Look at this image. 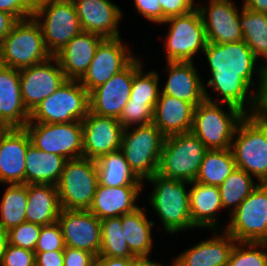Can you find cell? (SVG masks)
I'll return each instance as SVG.
<instances>
[{
	"label": "cell",
	"mask_w": 267,
	"mask_h": 266,
	"mask_svg": "<svg viewBox=\"0 0 267 266\" xmlns=\"http://www.w3.org/2000/svg\"><path fill=\"white\" fill-rule=\"evenodd\" d=\"M202 53L207 58L212 77L206 85L218 93L214 101L203 84L205 100L229 104L239 108L246 115H253L256 93L249 90L251 86L258 90L259 85L256 86L253 81V75H258L260 84L263 66L257 64L258 59L247 44L243 40L222 44L207 42Z\"/></svg>",
	"instance_id": "cell-1"
},
{
	"label": "cell",
	"mask_w": 267,
	"mask_h": 266,
	"mask_svg": "<svg viewBox=\"0 0 267 266\" xmlns=\"http://www.w3.org/2000/svg\"><path fill=\"white\" fill-rule=\"evenodd\" d=\"M229 215L224 230L237 242H267V183H260Z\"/></svg>",
	"instance_id": "cell-12"
},
{
	"label": "cell",
	"mask_w": 267,
	"mask_h": 266,
	"mask_svg": "<svg viewBox=\"0 0 267 266\" xmlns=\"http://www.w3.org/2000/svg\"><path fill=\"white\" fill-rule=\"evenodd\" d=\"M103 39L98 34L82 31L54 55L66 79L80 80L83 77Z\"/></svg>",
	"instance_id": "cell-23"
},
{
	"label": "cell",
	"mask_w": 267,
	"mask_h": 266,
	"mask_svg": "<svg viewBox=\"0 0 267 266\" xmlns=\"http://www.w3.org/2000/svg\"><path fill=\"white\" fill-rule=\"evenodd\" d=\"M262 66L259 88L255 91L256 101H267V64Z\"/></svg>",
	"instance_id": "cell-51"
},
{
	"label": "cell",
	"mask_w": 267,
	"mask_h": 266,
	"mask_svg": "<svg viewBox=\"0 0 267 266\" xmlns=\"http://www.w3.org/2000/svg\"><path fill=\"white\" fill-rule=\"evenodd\" d=\"M208 150L192 131L167 136L157 173L176 180L193 182Z\"/></svg>",
	"instance_id": "cell-7"
},
{
	"label": "cell",
	"mask_w": 267,
	"mask_h": 266,
	"mask_svg": "<svg viewBox=\"0 0 267 266\" xmlns=\"http://www.w3.org/2000/svg\"><path fill=\"white\" fill-rule=\"evenodd\" d=\"M243 7L267 14V0H244Z\"/></svg>",
	"instance_id": "cell-52"
},
{
	"label": "cell",
	"mask_w": 267,
	"mask_h": 266,
	"mask_svg": "<svg viewBox=\"0 0 267 266\" xmlns=\"http://www.w3.org/2000/svg\"><path fill=\"white\" fill-rule=\"evenodd\" d=\"M259 184L251 175L236 168L219 186L223 209L229 208L230 214L233 213Z\"/></svg>",
	"instance_id": "cell-36"
},
{
	"label": "cell",
	"mask_w": 267,
	"mask_h": 266,
	"mask_svg": "<svg viewBox=\"0 0 267 266\" xmlns=\"http://www.w3.org/2000/svg\"><path fill=\"white\" fill-rule=\"evenodd\" d=\"M98 183L108 187L144 186L133 172L121 150L101 156L96 160Z\"/></svg>",
	"instance_id": "cell-32"
},
{
	"label": "cell",
	"mask_w": 267,
	"mask_h": 266,
	"mask_svg": "<svg viewBox=\"0 0 267 266\" xmlns=\"http://www.w3.org/2000/svg\"><path fill=\"white\" fill-rule=\"evenodd\" d=\"M31 144L42 151L67 160L83 157L82 121L67 123L28 122L24 127Z\"/></svg>",
	"instance_id": "cell-13"
},
{
	"label": "cell",
	"mask_w": 267,
	"mask_h": 266,
	"mask_svg": "<svg viewBox=\"0 0 267 266\" xmlns=\"http://www.w3.org/2000/svg\"><path fill=\"white\" fill-rule=\"evenodd\" d=\"M0 200V226L9 231L26 221L27 185L9 184Z\"/></svg>",
	"instance_id": "cell-35"
},
{
	"label": "cell",
	"mask_w": 267,
	"mask_h": 266,
	"mask_svg": "<svg viewBox=\"0 0 267 266\" xmlns=\"http://www.w3.org/2000/svg\"><path fill=\"white\" fill-rule=\"evenodd\" d=\"M235 169L231 148L209 149L203 157L195 182L219 187Z\"/></svg>",
	"instance_id": "cell-34"
},
{
	"label": "cell",
	"mask_w": 267,
	"mask_h": 266,
	"mask_svg": "<svg viewBox=\"0 0 267 266\" xmlns=\"http://www.w3.org/2000/svg\"><path fill=\"white\" fill-rule=\"evenodd\" d=\"M29 117L21 97L19 70L0 64V128H24Z\"/></svg>",
	"instance_id": "cell-22"
},
{
	"label": "cell",
	"mask_w": 267,
	"mask_h": 266,
	"mask_svg": "<svg viewBox=\"0 0 267 266\" xmlns=\"http://www.w3.org/2000/svg\"><path fill=\"white\" fill-rule=\"evenodd\" d=\"M8 244H9L8 231H6L0 226V264L2 262L3 255L5 253Z\"/></svg>",
	"instance_id": "cell-54"
},
{
	"label": "cell",
	"mask_w": 267,
	"mask_h": 266,
	"mask_svg": "<svg viewBox=\"0 0 267 266\" xmlns=\"http://www.w3.org/2000/svg\"><path fill=\"white\" fill-rule=\"evenodd\" d=\"M193 62L167 61L168 79L161 93L192 103L195 107L205 100L202 78Z\"/></svg>",
	"instance_id": "cell-24"
},
{
	"label": "cell",
	"mask_w": 267,
	"mask_h": 266,
	"mask_svg": "<svg viewBox=\"0 0 267 266\" xmlns=\"http://www.w3.org/2000/svg\"><path fill=\"white\" fill-rule=\"evenodd\" d=\"M98 256L136 258L125 241L121 216L101 220V249Z\"/></svg>",
	"instance_id": "cell-37"
},
{
	"label": "cell",
	"mask_w": 267,
	"mask_h": 266,
	"mask_svg": "<svg viewBox=\"0 0 267 266\" xmlns=\"http://www.w3.org/2000/svg\"><path fill=\"white\" fill-rule=\"evenodd\" d=\"M25 164V184L57 185L67 161L61 155L28 147Z\"/></svg>",
	"instance_id": "cell-30"
},
{
	"label": "cell",
	"mask_w": 267,
	"mask_h": 266,
	"mask_svg": "<svg viewBox=\"0 0 267 266\" xmlns=\"http://www.w3.org/2000/svg\"><path fill=\"white\" fill-rule=\"evenodd\" d=\"M96 257L77 248H64V266H95Z\"/></svg>",
	"instance_id": "cell-46"
},
{
	"label": "cell",
	"mask_w": 267,
	"mask_h": 266,
	"mask_svg": "<svg viewBox=\"0 0 267 266\" xmlns=\"http://www.w3.org/2000/svg\"><path fill=\"white\" fill-rule=\"evenodd\" d=\"M161 24H169L168 35L163 43L167 54L166 62H193L199 50L204 51L207 38L198 9L170 17Z\"/></svg>",
	"instance_id": "cell-11"
},
{
	"label": "cell",
	"mask_w": 267,
	"mask_h": 266,
	"mask_svg": "<svg viewBox=\"0 0 267 266\" xmlns=\"http://www.w3.org/2000/svg\"><path fill=\"white\" fill-rule=\"evenodd\" d=\"M213 231L214 237L197 243L176 257L175 265L227 266L231 251L237 241L225 230H222V234L216 233L217 230Z\"/></svg>",
	"instance_id": "cell-25"
},
{
	"label": "cell",
	"mask_w": 267,
	"mask_h": 266,
	"mask_svg": "<svg viewBox=\"0 0 267 266\" xmlns=\"http://www.w3.org/2000/svg\"><path fill=\"white\" fill-rule=\"evenodd\" d=\"M159 3L162 9V23L170 17L196 10L199 5L195 0H159Z\"/></svg>",
	"instance_id": "cell-44"
},
{
	"label": "cell",
	"mask_w": 267,
	"mask_h": 266,
	"mask_svg": "<svg viewBox=\"0 0 267 266\" xmlns=\"http://www.w3.org/2000/svg\"><path fill=\"white\" fill-rule=\"evenodd\" d=\"M236 168L258 183H267V122L255 115H245L239 122L231 143Z\"/></svg>",
	"instance_id": "cell-3"
},
{
	"label": "cell",
	"mask_w": 267,
	"mask_h": 266,
	"mask_svg": "<svg viewBox=\"0 0 267 266\" xmlns=\"http://www.w3.org/2000/svg\"><path fill=\"white\" fill-rule=\"evenodd\" d=\"M165 138L153 123L124 129L120 150L143 182L157 173Z\"/></svg>",
	"instance_id": "cell-9"
},
{
	"label": "cell",
	"mask_w": 267,
	"mask_h": 266,
	"mask_svg": "<svg viewBox=\"0 0 267 266\" xmlns=\"http://www.w3.org/2000/svg\"><path fill=\"white\" fill-rule=\"evenodd\" d=\"M143 67L136 57L125 69L89 93L90 112L119 119L130 99L134 74Z\"/></svg>",
	"instance_id": "cell-15"
},
{
	"label": "cell",
	"mask_w": 267,
	"mask_h": 266,
	"mask_svg": "<svg viewBox=\"0 0 267 266\" xmlns=\"http://www.w3.org/2000/svg\"><path fill=\"white\" fill-rule=\"evenodd\" d=\"M195 106L160 92L153 110V121L167 137L189 132L193 126Z\"/></svg>",
	"instance_id": "cell-27"
},
{
	"label": "cell",
	"mask_w": 267,
	"mask_h": 266,
	"mask_svg": "<svg viewBox=\"0 0 267 266\" xmlns=\"http://www.w3.org/2000/svg\"><path fill=\"white\" fill-rule=\"evenodd\" d=\"M35 266H64V250L35 252Z\"/></svg>",
	"instance_id": "cell-48"
},
{
	"label": "cell",
	"mask_w": 267,
	"mask_h": 266,
	"mask_svg": "<svg viewBox=\"0 0 267 266\" xmlns=\"http://www.w3.org/2000/svg\"><path fill=\"white\" fill-rule=\"evenodd\" d=\"M30 145L25 128H0V182L25 184V154Z\"/></svg>",
	"instance_id": "cell-20"
},
{
	"label": "cell",
	"mask_w": 267,
	"mask_h": 266,
	"mask_svg": "<svg viewBox=\"0 0 267 266\" xmlns=\"http://www.w3.org/2000/svg\"><path fill=\"white\" fill-rule=\"evenodd\" d=\"M253 115L267 122V101H256Z\"/></svg>",
	"instance_id": "cell-53"
},
{
	"label": "cell",
	"mask_w": 267,
	"mask_h": 266,
	"mask_svg": "<svg viewBox=\"0 0 267 266\" xmlns=\"http://www.w3.org/2000/svg\"><path fill=\"white\" fill-rule=\"evenodd\" d=\"M19 75L22 101L29 113L67 80L54 56L40 64L20 69Z\"/></svg>",
	"instance_id": "cell-16"
},
{
	"label": "cell",
	"mask_w": 267,
	"mask_h": 266,
	"mask_svg": "<svg viewBox=\"0 0 267 266\" xmlns=\"http://www.w3.org/2000/svg\"><path fill=\"white\" fill-rule=\"evenodd\" d=\"M122 38H104L97 46L87 72L79 80L90 93L125 69L137 56L132 54Z\"/></svg>",
	"instance_id": "cell-14"
},
{
	"label": "cell",
	"mask_w": 267,
	"mask_h": 266,
	"mask_svg": "<svg viewBox=\"0 0 267 266\" xmlns=\"http://www.w3.org/2000/svg\"><path fill=\"white\" fill-rule=\"evenodd\" d=\"M89 111V92L79 80L67 79L30 113L29 122L56 124L82 121Z\"/></svg>",
	"instance_id": "cell-8"
},
{
	"label": "cell",
	"mask_w": 267,
	"mask_h": 266,
	"mask_svg": "<svg viewBox=\"0 0 267 266\" xmlns=\"http://www.w3.org/2000/svg\"><path fill=\"white\" fill-rule=\"evenodd\" d=\"M34 3L35 0H0V10L23 20L33 17Z\"/></svg>",
	"instance_id": "cell-45"
},
{
	"label": "cell",
	"mask_w": 267,
	"mask_h": 266,
	"mask_svg": "<svg viewBox=\"0 0 267 266\" xmlns=\"http://www.w3.org/2000/svg\"><path fill=\"white\" fill-rule=\"evenodd\" d=\"M243 41L253 54L267 64V14L241 7L239 13Z\"/></svg>",
	"instance_id": "cell-33"
},
{
	"label": "cell",
	"mask_w": 267,
	"mask_h": 266,
	"mask_svg": "<svg viewBox=\"0 0 267 266\" xmlns=\"http://www.w3.org/2000/svg\"><path fill=\"white\" fill-rule=\"evenodd\" d=\"M189 204L192 225L195 228L217 230V212L223 209L218 186L190 182ZM218 224V225H217Z\"/></svg>",
	"instance_id": "cell-28"
},
{
	"label": "cell",
	"mask_w": 267,
	"mask_h": 266,
	"mask_svg": "<svg viewBox=\"0 0 267 266\" xmlns=\"http://www.w3.org/2000/svg\"><path fill=\"white\" fill-rule=\"evenodd\" d=\"M18 21L14 15L0 10V45Z\"/></svg>",
	"instance_id": "cell-49"
},
{
	"label": "cell",
	"mask_w": 267,
	"mask_h": 266,
	"mask_svg": "<svg viewBox=\"0 0 267 266\" xmlns=\"http://www.w3.org/2000/svg\"><path fill=\"white\" fill-rule=\"evenodd\" d=\"M153 185L149 203L156 211L164 231L177 234L180 231L195 228L191 221L189 190L190 182L180 181L155 173L146 179Z\"/></svg>",
	"instance_id": "cell-2"
},
{
	"label": "cell",
	"mask_w": 267,
	"mask_h": 266,
	"mask_svg": "<svg viewBox=\"0 0 267 266\" xmlns=\"http://www.w3.org/2000/svg\"><path fill=\"white\" fill-rule=\"evenodd\" d=\"M59 224L66 247L77 248L96 258L101 249V220L89 210L61 209Z\"/></svg>",
	"instance_id": "cell-17"
},
{
	"label": "cell",
	"mask_w": 267,
	"mask_h": 266,
	"mask_svg": "<svg viewBox=\"0 0 267 266\" xmlns=\"http://www.w3.org/2000/svg\"><path fill=\"white\" fill-rule=\"evenodd\" d=\"M64 248V239L59 224L56 222L42 226L35 252L64 250Z\"/></svg>",
	"instance_id": "cell-42"
},
{
	"label": "cell",
	"mask_w": 267,
	"mask_h": 266,
	"mask_svg": "<svg viewBox=\"0 0 267 266\" xmlns=\"http://www.w3.org/2000/svg\"><path fill=\"white\" fill-rule=\"evenodd\" d=\"M208 6L198 5L207 42L222 44L242 41L238 6L232 0H209Z\"/></svg>",
	"instance_id": "cell-19"
},
{
	"label": "cell",
	"mask_w": 267,
	"mask_h": 266,
	"mask_svg": "<svg viewBox=\"0 0 267 266\" xmlns=\"http://www.w3.org/2000/svg\"><path fill=\"white\" fill-rule=\"evenodd\" d=\"M134 266H167V265H162L158 264L156 261L150 260V258H142V259H137L136 262L134 263ZM173 266L175 265V261H173Z\"/></svg>",
	"instance_id": "cell-55"
},
{
	"label": "cell",
	"mask_w": 267,
	"mask_h": 266,
	"mask_svg": "<svg viewBox=\"0 0 267 266\" xmlns=\"http://www.w3.org/2000/svg\"><path fill=\"white\" fill-rule=\"evenodd\" d=\"M223 105L204 100L195 107L191 131L208 149L231 148L235 130L246 115L229 104H226L228 112H225L221 108Z\"/></svg>",
	"instance_id": "cell-5"
},
{
	"label": "cell",
	"mask_w": 267,
	"mask_h": 266,
	"mask_svg": "<svg viewBox=\"0 0 267 266\" xmlns=\"http://www.w3.org/2000/svg\"><path fill=\"white\" fill-rule=\"evenodd\" d=\"M83 157L98 160L101 156L120 150L124 128L118 119L92 112L82 120Z\"/></svg>",
	"instance_id": "cell-18"
},
{
	"label": "cell",
	"mask_w": 267,
	"mask_h": 266,
	"mask_svg": "<svg viewBox=\"0 0 267 266\" xmlns=\"http://www.w3.org/2000/svg\"><path fill=\"white\" fill-rule=\"evenodd\" d=\"M41 228V225L25 221L8 231L9 244L35 251Z\"/></svg>",
	"instance_id": "cell-41"
},
{
	"label": "cell",
	"mask_w": 267,
	"mask_h": 266,
	"mask_svg": "<svg viewBox=\"0 0 267 266\" xmlns=\"http://www.w3.org/2000/svg\"><path fill=\"white\" fill-rule=\"evenodd\" d=\"M33 17L52 56L83 31L72 0H35Z\"/></svg>",
	"instance_id": "cell-6"
},
{
	"label": "cell",
	"mask_w": 267,
	"mask_h": 266,
	"mask_svg": "<svg viewBox=\"0 0 267 266\" xmlns=\"http://www.w3.org/2000/svg\"><path fill=\"white\" fill-rule=\"evenodd\" d=\"M0 266H35V251L8 244Z\"/></svg>",
	"instance_id": "cell-43"
},
{
	"label": "cell",
	"mask_w": 267,
	"mask_h": 266,
	"mask_svg": "<svg viewBox=\"0 0 267 266\" xmlns=\"http://www.w3.org/2000/svg\"><path fill=\"white\" fill-rule=\"evenodd\" d=\"M39 23L30 17L19 20L0 45V64L22 69L51 58Z\"/></svg>",
	"instance_id": "cell-4"
},
{
	"label": "cell",
	"mask_w": 267,
	"mask_h": 266,
	"mask_svg": "<svg viewBox=\"0 0 267 266\" xmlns=\"http://www.w3.org/2000/svg\"><path fill=\"white\" fill-rule=\"evenodd\" d=\"M81 28L103 38L120 37L121 8L110 0H72Z\"/></svg>",
	"instance_id": "cell-21"
},
{
	"label": "cell",
	"mask_w": 267,
	"mask_h": 266,
	"mask_svg": "<svg viewBox=\"0 0 267 266\" xmlns=\"http://www.w3.org/2000/svg\"><path fill=\"white\" fill-rule=\"evenodd\" d=\"M141 67L133 77L130 100L143 104H156L159 98V75L157 71L143 73Z\"/></svg>",
	"instance_id": "cell-38"
},
{
	"label": "cell",
	"mask_w": 267,
	"mask_h": 266,
	"mask_svg": "<svg viewBox=\"0 0 267 266\" xmlns=\"http://www.w3.org/2000/svg\"><path fill=\"white\" fill-rule=\"evenodd\" d=\"M26 222L41 226L56 223L61 211L56 185L27 184Z\"/></svg>",
	"instance_id": "cell-29"
},
{
	"label": "cell",
	"mask_w": 267,
	"mask_h": 266,
	"mask_svg": "<svg viewBox=\"0 0 267 266\" xmlns=\"http://www.w3.org/2000/svg\"><path fill=\"white\" fill-rule=\"evenodd\" d=\"M137 258H118L108 256H98L95 266H134Z\"/></svg>",
	"instance_id": "cell-50"
},
{
	"label": "cell",
	"mask_w": 267,
	"mask_h": 266,
	"mask_svg": "<svg viewBox=\"0 0 267 266\" xmlns=\"http://www.w3.org/2000/svg\"><path fill=\"white\" fill-rule=\"evenodd\" d=\"M98 184L95 160L84 157L67 160L56 185L61 209L88 210Z\"/></svg>",
	"instance_id": "cell-10"
},
{
	"label": "cell",
	"mask_w": 267,
	"mask_h": 266,
	"mask_svg": "<svg viewBox=\"0 0 267 266\" xmlns=\"http://www.w3.org/2000/svg\"><path fill=\"white\" fill-rule=\"evenodd\" d=\"M266 250L267 242H236L227 266H267Z\"/></svg>",
	"instance_id": "cell-39"
},
{
	"label": "cell",
	"mask_w": 267,
	"mask_h": 266,
	"mask_svg": "<svg viewBox=\"0 0 267 266\" xmlns=\"http://www.w3.org/2000/svg\"><path fill=\"white\" fill-rule=\"evenodd\" d=\"M139 207L121 216L124 238L130 252L137 258H149L152 251V228L155 222L147 218V208ZM144 209V210H143Z\"/></svg>",
	"instance_id": "cell-31"
},
{
	"label": "cell",
	"mask_w": 267,
	"mask_h": 266,
	"mask_svg": "<svg viewBox=\"0 0 267 266\" xmlns=\"http://www.w3.org/2000/svg\"><path fill=\"white\" fill-rule=\"evenodd\" d=\"M144 186L108 187L99 185L93 197L89 211L100 220L118 217L135 211L137 202Z\"/></svg>",
	"instance_id": "cell-26"
},
{
	"label": "cell",
	"mask_w": 267,
	"mask_h": 266,
	"mask_svg": "<svg viewBox=\"0 0 267 266\" xmlns=\"http://www.w3.org/2000/svg\"><path fill=\"white\" fill-rule=\"evenodd\" d=\"M138 14L143 15L150 22L162 23V9L159 0H134Z\"/></svg>",
	"instance_id": "cell-47"
},
{
	"label": "cell",
	"mask_w": 267,
	"mask_h": 266,
	"mask_svg": "<svg viewBox=\"0 0 267 266\" xmlns=\"http://www.w3.org/2000/svg\"><path fill=\"white\" fill-rule=\"evenodd\" d=\"M155 104H143L129 101L126 103L119 117V122L122 127L128 128L132 125H148L153 121V110Z\"/></svg>",
	"instance_id": "cell-40"
}]
</instances>
